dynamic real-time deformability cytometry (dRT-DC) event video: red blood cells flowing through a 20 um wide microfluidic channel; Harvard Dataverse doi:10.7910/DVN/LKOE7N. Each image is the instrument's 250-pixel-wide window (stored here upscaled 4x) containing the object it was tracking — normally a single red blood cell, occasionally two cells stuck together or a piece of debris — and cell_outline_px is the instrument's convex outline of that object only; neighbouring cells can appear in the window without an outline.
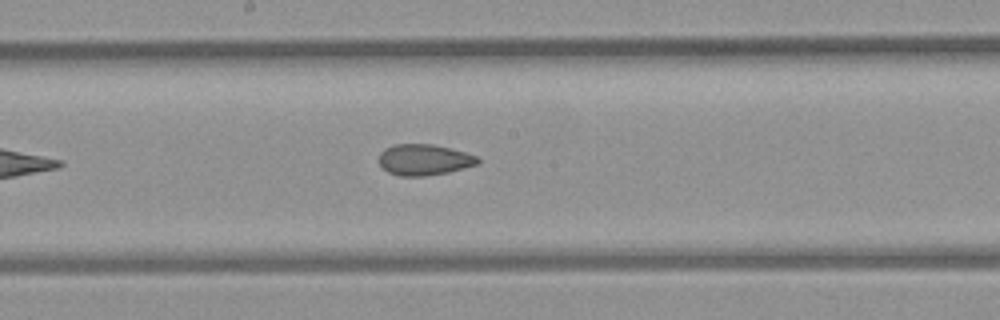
{"species": "common noctule bat (a hibernating species)", "species_latin": "Nyctalus noctula", "temperature_condition": "room temperature", "stored_images_in_passage": 7, "camera_frame_rate_fps": 3000, "um_per_image_px": 0.085, "animal": {"sex": "female", "body_mass_g": 21.9}, "frame": {"image": 1, "passage_image": 7, "time_ms": 7.0, "image_size_px": [1000, 320], "cell_outline_px": [[480, 164], [448, 172], [424, 176], [400, 176], [388, 172], [380, 164], [380, 152], [384, 148], [396, 144], [432, 144], [464, 152], [476, 156], [480, 160]], "centroid_in_image_um": [36.05, 13.58], "position_along_channel_um": 212.1, "area_um2": 17.74}}